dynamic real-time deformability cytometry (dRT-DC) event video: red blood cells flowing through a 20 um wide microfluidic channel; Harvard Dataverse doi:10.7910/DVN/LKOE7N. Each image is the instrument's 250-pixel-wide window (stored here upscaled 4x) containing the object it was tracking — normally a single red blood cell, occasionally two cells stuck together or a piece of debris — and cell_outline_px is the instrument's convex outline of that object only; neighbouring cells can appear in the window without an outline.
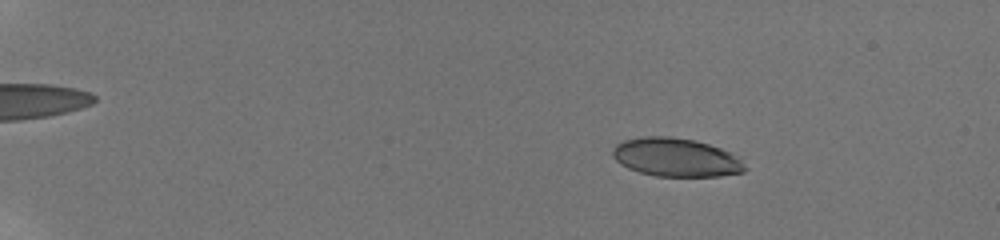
{"species": "human", "species_latin": "Homo sapiens", "temperature_condition": "room temperature", "stored_images_in_passage": 57, "camera_frame_rate_fps": 3000, "um_per_image_px": 0.085, "donor": {"sex": "male"}, "frame": {"image": 1, "passage_image": 11, "time_ms": 3.333, "image_size_px": [1000, 240], "cell_outline_px": [[748, 168], [744, 172], [720, 176], [656, 176], [640, 172], [628, 168], [620, 164], [612, 156], [612, 148], [616, 144], [624, 140], [640, 136], [668, 136], [696, 140], [732, 152]], "centroid_in_image_um": [57.45, 13.37], "position_along_channel_um": 27.6, "area_um2": 29.88}}
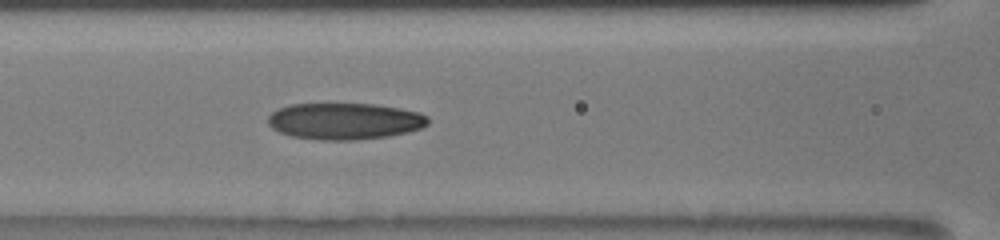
{"frame": {"image": 2, "passage_image": 30, "time_ms": 9.667, "image_size_px": [1000, 240], "cell_outline_px": [[428, 124], [420, 128], [408, 132], [388, 136], [356, 140], [320, 140], [292, 136], [280, 132], [272, 128], [268, 124], [268, 116], [272, 112], [280, 108], [292, 104], [372, 104], [400, 108], [420, 112], [428, 116]], "centroid_in_image_um": [29.31, 10.3], "position_along_channel_um": 137.3, "area_um2": 34.04}}
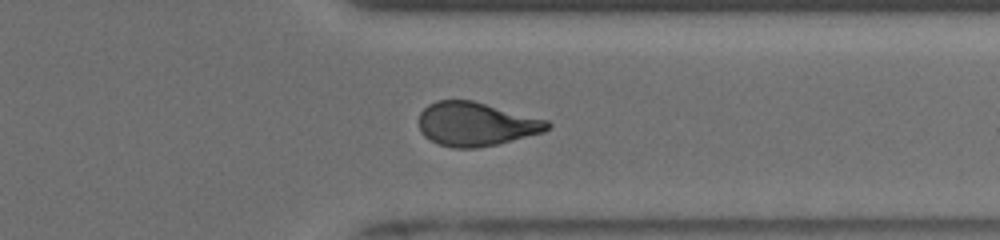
{"frame": {"image": 3, "passage_image": 48, "time_ms": 15.667, "image_size_px": [1000, 240], "cell_outline_px": [[552, 124], [544, 132], [496, 144], [476, 148], [452, 148], [440, 144], [424, 136], [420, 132], [420, 112], [428, 104], [436, 100], [472, 100], [548, 120]], "centroid_in_image_um": [40.45, 10.54], "position_along_channel_um": 370.9, "area_um2": 32.66}, "authors_computed_cell_mechanics": {"area_um2": 32.4258, "velocity_mm_per_s": 3.8994, "shape_relaxation_time_tau1_ms": 4.5495, "shape_relaxation_time_tau2_ms": 1.9768, "deformation_change_tau1": 0.1778, "deformation_change_tau2": 0.0951}}